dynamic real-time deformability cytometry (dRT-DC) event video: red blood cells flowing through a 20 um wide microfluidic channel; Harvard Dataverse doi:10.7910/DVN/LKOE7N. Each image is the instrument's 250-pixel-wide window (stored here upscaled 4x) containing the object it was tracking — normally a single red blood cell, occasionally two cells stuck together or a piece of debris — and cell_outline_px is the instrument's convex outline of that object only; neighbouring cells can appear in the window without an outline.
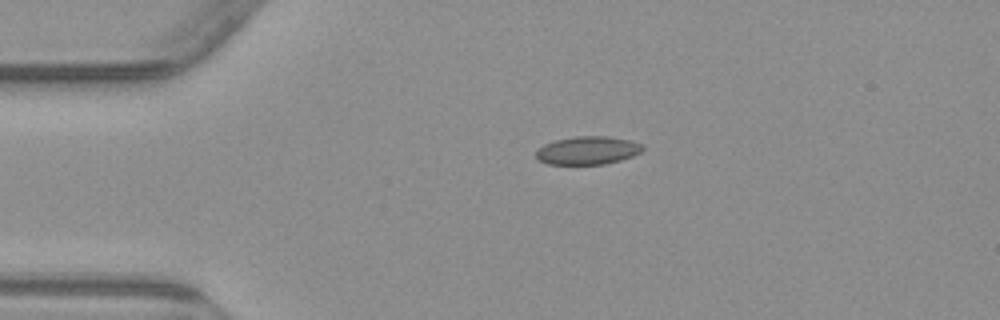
{"species": "common noctule bat (a hibernating species)", "species_latin": "Nyctalus noctula", "temperature_condition": "warm", "stored_images_in_passage": 2, "camera_frame_rate_fps": 3000, "um_per_image_px": 0.085, "animal": {"sex": "male", "body_mass_g": 23.1, "forearm_length_mm": 52.7}, "frame": {"image": 1, "passage_image": 1, "time_ms": 0.0, "image_size_px": [1000, 320], "cell_outline_px": [[644, 148], [640, 152], [632, 156], [620, 160], [604, 164], [548, 164], [540, 160], [536, 156], [536, 152], [544, 144], [556, 140], [572, 136], [608, 136], [628, 140], [644, 144]], "centroid_in_image_um": [49.97, 12.78], "position_along_channel_um": 35.0, "area_um2": 17.4}}